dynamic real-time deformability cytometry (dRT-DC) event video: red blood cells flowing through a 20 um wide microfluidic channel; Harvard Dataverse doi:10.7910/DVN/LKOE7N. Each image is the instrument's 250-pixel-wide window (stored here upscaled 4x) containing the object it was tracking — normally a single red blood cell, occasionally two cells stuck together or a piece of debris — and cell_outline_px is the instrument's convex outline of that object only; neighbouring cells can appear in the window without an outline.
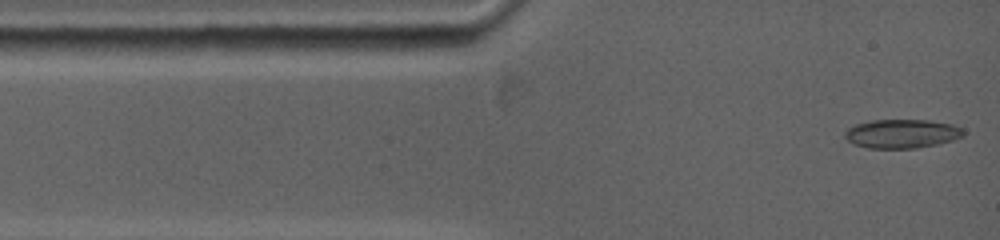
{"species": "common noctule bat (a hibernating species)", "species_latin": "Nyctalus noctula", "temperature_condition": "warm", "stored_images_in_passage": 61, "camera_frame_rate_fps": 5000, "um_per_image_px": 0.085, "animal": {"sex": "female", "body_mass_g": 19.0, "forearm_length_mm": 53.3}, "frame": {"image": 1, "passage_image": 1, "time_ms": 0.0, "image_size_px": [1000, 240], "cell_outline_px": [[964, 136], [952, 140], [936, 144], [916, 148], [868, 148], [856, 144], [848, 140], [844, 136], [844, 132], [848, 128], [856, 124], [872, 120], [928, 120], [952, 124], [964, 128]], "centroid_in_image_um": [76.68, 11.36], "position_along_channel_um": 8.3, "area_um2": 19.88}}
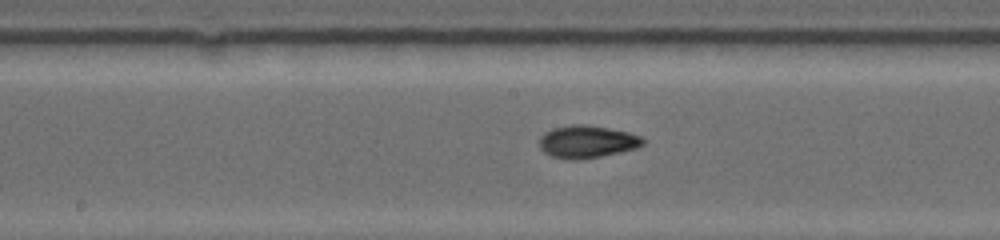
{"frame": {"image": 2, "passage_image": 24, "time_ms": 6.0, "image_size_px": [1000, 240], "cell_outline_px": [[644, 144], [636, 148], [620, 152], [580, 160], [572, 160], [552, 156], [544, 152], [540, 148], [540, 136], [544, 132], [552, 128], [572, 124], [588, 124], [628, 132], [640, 136], [644, 140]], "centroid_in_image_um": [49.88, 12.03], "position_along_channel_um": 198.3, "area_um2": 19.65}}
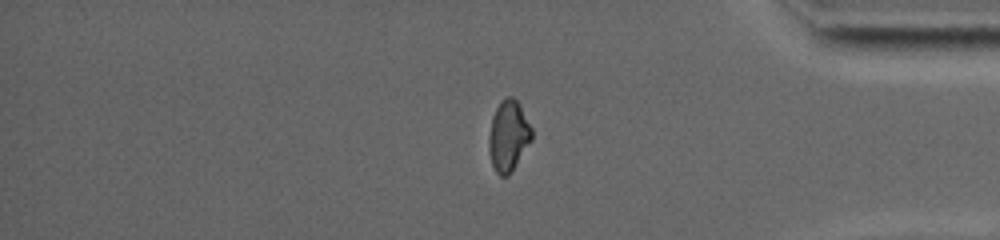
{"frame": {"image": 3, "passage_image": 47, "time_ms": 11.6, "image_size_px": [1000, 240], "cell_outline_px": [[532, 140], [508, 176], [500, 176], [496, 172], [492, 164], [488, 148], [488, 140], [492, 116], [496, 108], [504, 96], [512, 96], [520, 104], [532, 128]], "centroid_in_image_um": [43.21, 11.52], "position_along_channel_um": 392.0, "area_um2": 17.74}, "authors_computed_cell_mechanics": {"area_um2": 18.496, "velocity_mm_per_s": 3.8588, "shape_relaxation_time_tau1_ms": null, "shape_relaxation_time_tau2_ms": 0.8324, "deformation_change_tau1": null, "deformation_change_tau2": 0.0464}}